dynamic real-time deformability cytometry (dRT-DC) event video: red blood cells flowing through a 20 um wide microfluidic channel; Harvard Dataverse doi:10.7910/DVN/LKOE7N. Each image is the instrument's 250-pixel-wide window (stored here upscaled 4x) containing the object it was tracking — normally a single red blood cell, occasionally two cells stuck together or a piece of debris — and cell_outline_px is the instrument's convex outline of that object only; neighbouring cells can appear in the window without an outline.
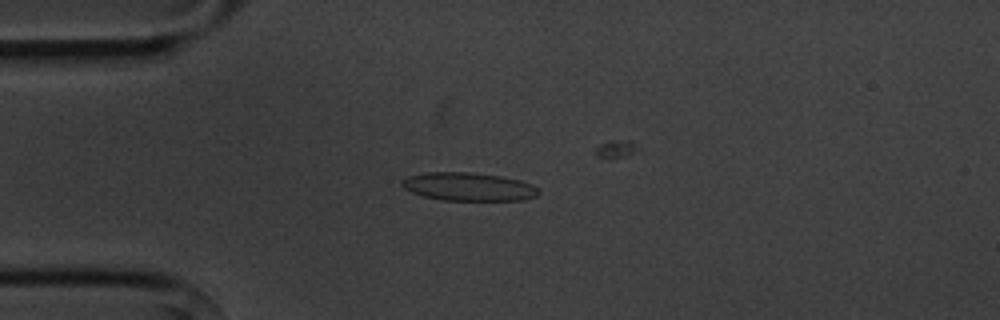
{"species": "common noctule bat (a hibernating species)", "species_latin": "Nyctalus noctula", "temperature_condition": "cold", "stored_images_in_passage": 7, "camera_frame_rate_fps": 3000, "um_per_image_px": 0.085, "animal": {"sex": "male", "body_mass_g": 20.1, "forearm_length_mm": 53.5}, "frame": {"image": 1, "passage_image": 4, "time_ms": 3.333, "image_size_px": [1000, 320], "cell_outline_px": [[540, 192], [536, 196], [524, 200], [444, 200], [424, 196], [412, 192], [404, 188], [400, 184], [400, 180], [408, 176], [428, 172], [468, 172], [500, 176], [520, 180], [532, 184]], "centroid_in_image_um": [39.81, 15.86], "position_along_channel_um": 45.2, "area_um2": 22.43}}
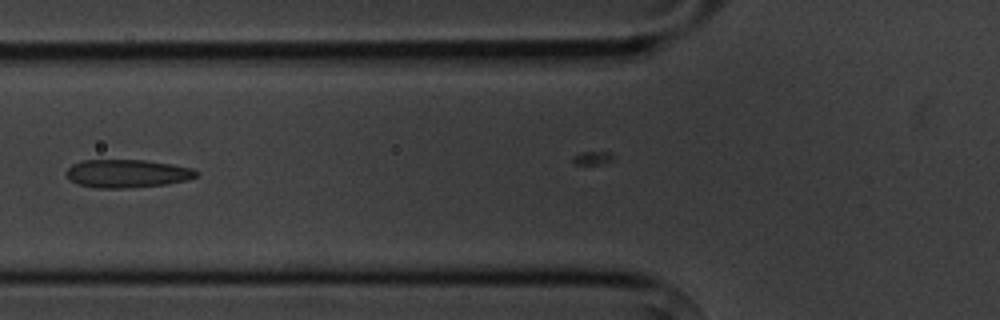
{"frame": {"image": 2, "passage_image": 6, "time_ms": 5.667, "image_size_px": [1000, 320], "cell_outline_px": [[200, 172], [196, 176], [188, 180], [164, 184], [128, 188], [96, 188], [80, 184], [72, 180], [64, 172], [72, 164], [80, 160], [144, 160], [172, 164], [192, 168]], "centroid_in_image_um": [10.81, 14.74], "position_along_channel_um": 115.0, "area_um2": 21.27}}